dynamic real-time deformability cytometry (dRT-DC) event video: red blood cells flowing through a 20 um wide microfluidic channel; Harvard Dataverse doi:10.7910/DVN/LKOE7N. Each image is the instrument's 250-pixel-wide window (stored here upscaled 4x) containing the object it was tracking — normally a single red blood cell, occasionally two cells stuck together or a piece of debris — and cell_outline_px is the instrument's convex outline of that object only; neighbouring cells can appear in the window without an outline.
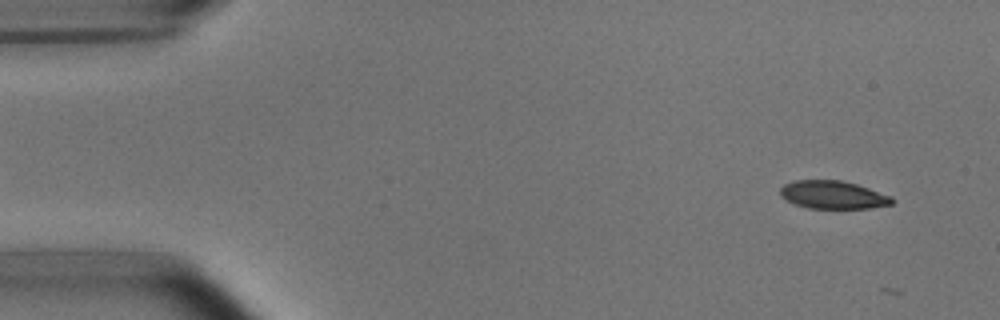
{"species": "common noctule bat (a hibernating species)", "species_latin": "Nyctalus noctula", "temperature_condition": "room temperature", "stored_images_in_passage": 6, "camera_frame_rate_fps": 3000, "um_per_image_px": 0.085, "animal": {"sex": "male", "body_mass_g": 15.6}, "frame": {"image": 1, "passage_image": 6, "time_ms": 6.0, "image_size_px": [1000, 320], "cell_outline_px": [[896, 200], [892, 204], [872, 208], [808, 208], [796, 204], [780, 196], [780, 188], [784, 184], [796, 180], [840, 180], [856, 184], [892, 196]], "centroid_in_image_um": [70.83, 16.56], "position_along_channel_um": 14.2, "area_um2": 18.21}}